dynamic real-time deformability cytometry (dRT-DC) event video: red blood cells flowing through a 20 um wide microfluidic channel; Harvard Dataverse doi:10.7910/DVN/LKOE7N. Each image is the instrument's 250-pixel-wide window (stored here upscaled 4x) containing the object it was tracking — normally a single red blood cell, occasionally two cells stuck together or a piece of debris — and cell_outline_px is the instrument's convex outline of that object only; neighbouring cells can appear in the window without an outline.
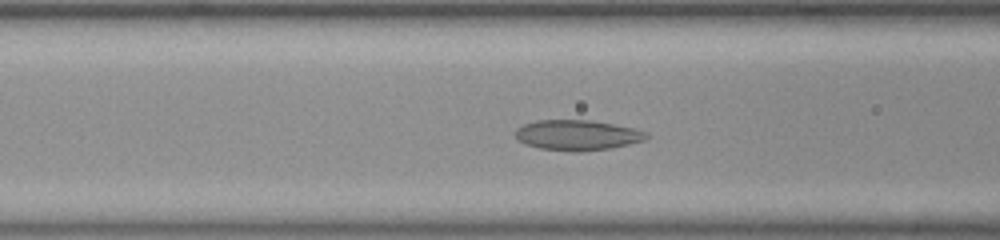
{"species": "common noctule bat (a hibernating species)", "species_latin": "Nyctalus noctula", "temperature_condition": "room temperature", "stored_images_in_passage": 43, "camera_frame_rate_fps": 3000, "um_per_image_px": 0.085, "animal": {"sex": "female", "body_mass_g": 23.0, "forearm_length_mm": 53.4}, "frame": {"image": 1, "passage_image": 17, "time_ms": 5.333, "image_size_px": [1000, 240], "cell_outline_px": [[648, 136], [644, 140], [628, 144], [608, 148], [580, 152], [572, 152], [540, 148], [524, 144], [516, 136], [516, 128], [524, 124], [536, 120], [592, 120], [632, 128], [644, 132]], "centroid_in_image_um": [49.02, 11.48], "position_along_channel_um": 117.6, "area_um2": 22.89}}
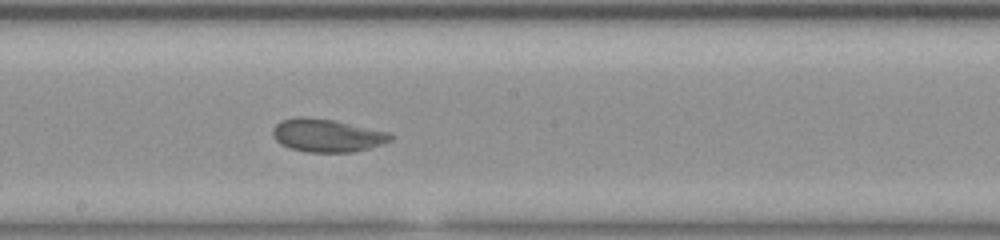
{"frame": {"image": 2, "passage_image": 25, "time_ms": 8.0, "image_size_px": [1000, 240], "cell_outline_px": [[392, 140], [368, 148], [352, 152], [308, 152], [288, 148], [280, 144], [272, 136], [272, 128], [280, 120], [300, 116], [304, 116], [332, 120], [388, 132], [392, 136]], "centroid_in_image_um": [27.72, 11.51], "position_along_channel_um": 220.5, "area_um2": 22.54}}
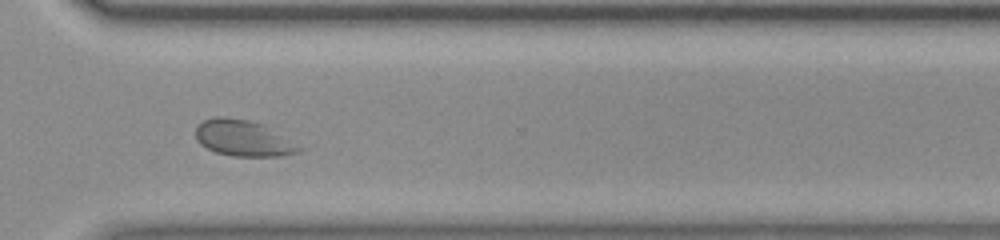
{"frame": {"image": 3, "passage_image": 35, "time_ms": 11.333, "image_size_px": [1000, 240], "cell_outline_px": [[304, 148], [296, 152], [280, 156], [232, 156], [216, 152], [200, 144], [196, 140], [196, 128], [204, 120], [216, 116], [224, 116], [248, 120], [264, 124]], "centroid_in_image_um": [20.66, 11.74], "position_along_channel_um": 349.9, "area_um2": 21.62}, "authors_computed_cell_mechanics": {"area_um2": 22.8888, "velocity_mm_per_s": 3.8685, "shape_relaxation_time_tau1_ms": null, "shape_relaxation_time_tau2_ms": 1.525, "deformation_change_tau1": null, "deformation_change_tau2": 0.0649}}